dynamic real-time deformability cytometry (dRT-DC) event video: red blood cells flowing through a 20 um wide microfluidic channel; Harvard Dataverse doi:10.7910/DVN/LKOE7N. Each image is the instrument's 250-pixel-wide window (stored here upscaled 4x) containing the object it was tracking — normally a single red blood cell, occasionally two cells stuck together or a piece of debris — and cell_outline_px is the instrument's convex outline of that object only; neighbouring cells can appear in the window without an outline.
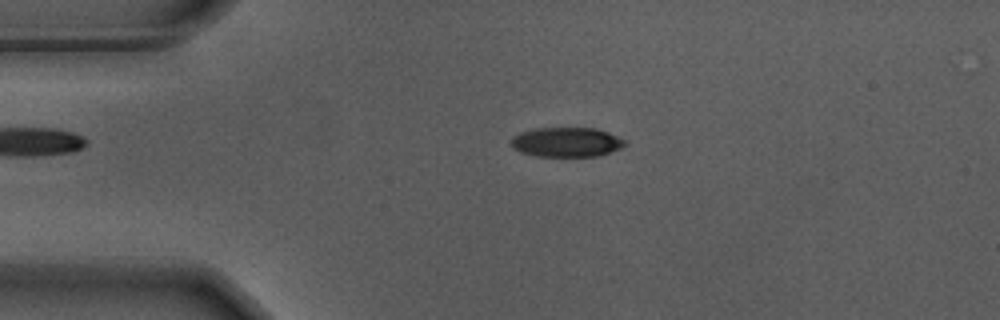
{"species": "Egyptian fruit bat (a non-hibernating species)", "species_latin": "Rousettus aegyptiacus", "temperature_condition": "warm", "stored_images_in_passage": 45, "camera_frame_rate_fps": 3000, "um_per_image_px": 0.085, "animal": {"sex": "male"}, "frame": {"image": 1, "passage_image": 2, "time_ms": 0.333, "image_size_px": [1000, 320], "cell_outline_px": [[628, 144], [624, 148], [612, 152], [596, 156], [536, 156], [520, 152], [512, 148], [512, 136], [520, 132], [532, 128], [596, 128], [608, 132], [628, 140]], "centroid_in_image_um": [48.21, 12.08], "position_along_channel_um": 36.8, "area_um2": 20.0}}
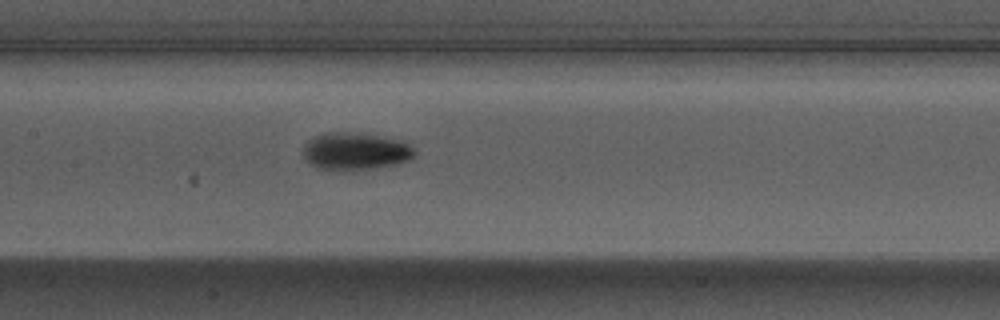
{"frame": {"image": 2, "passage_image": 16, "time_ms": 5.0, "image_size_px": [1000, 320], "cell_outline_px": [[416, 156], [412, 160], [396, 164], [376, 168], [352, 172], [344, 172], [316, 168], [308, 164], [304, 156], [304, 144], [308, 140], [324, 132], [348, 132], [376, 136], [396, 140], [408, 144], [416, 148]], "centroid_in_image_um": [30.2, 12.91], "position_along_channel_um": 177.2, "area_um2": 24.8}}
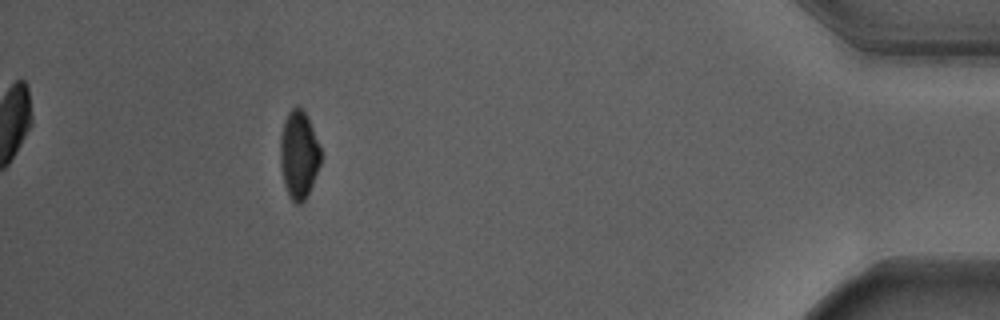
{"frame": {"image": 3, "passage_image": 40, "time_ms": 13.0, "image_size_px": [1000, 320], "cell_outline_px": [[320, 164], [308, 196], [300, 204], [296, 204], [288, 196], [284, 184], [280, 164], [280, 136], [284, 120], [288, 112], [292, 108], [300, 108], [308, 116], [320, 148]], "centroid_in_image_um": [25.39, 13.18], "position_along_channel_um": 409.8, "area_um2": 20.75}, "authors_computed_cell_mechanics": {"area_um2": 21.675, "velocity_mm_per_s": 3.6926, "shape_relaxation_time_tau1_ms": 2.9806, "shape_relaxation_time_tau2_ms": 6.0285, "deformation_change_tau1": 0.1509, "deformation_change_tau2": 0.0738}}